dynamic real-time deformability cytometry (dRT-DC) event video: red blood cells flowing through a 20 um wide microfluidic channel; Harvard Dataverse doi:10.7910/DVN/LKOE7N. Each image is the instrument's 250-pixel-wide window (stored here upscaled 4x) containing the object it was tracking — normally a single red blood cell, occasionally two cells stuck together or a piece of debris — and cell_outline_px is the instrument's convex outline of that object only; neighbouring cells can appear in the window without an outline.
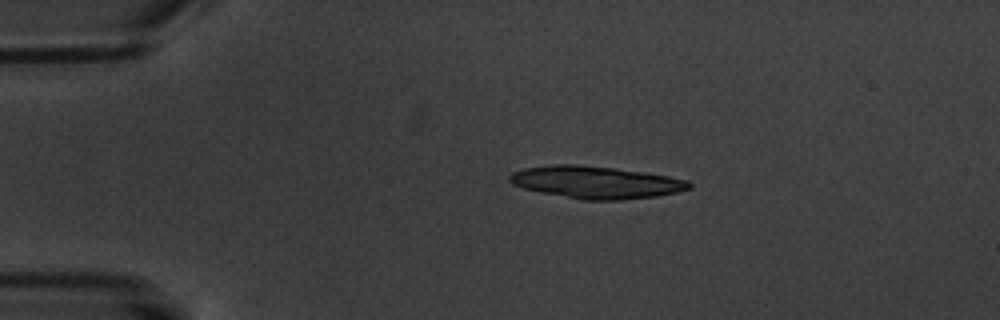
{"species": "common noctule bat (a hibernating species)", "species_latin": "Nyctalus noctula", "temperature_condition": "warm", "stored_images_in_passage": 5, "camera_frame_rate_fps": 3000, "um_per_image_px": 0.085, "animal": {"sex": "male", "body_mass_g": 20.1, "forearm_length_mm": 53.5}, "frame": {"image": 1, "passage_image": 2, "time_ms": 1.333, "image_size_px": [1000, 320], "cell_outline_px": [[692, 188], [676, 192], [656, 196], [620, 200], [584, 200], [540, 192], [524, 188], [512, 184], [508, 180], [508, 176], [512, 172], [524, 168], [552, 164], [576, 164], [616, 168], [644, 172], [668, 176], [688, 180], [692, 184]], "centroid_in_image_um": [50.64, 15.49], "position_along_channel_um": 34.4, "area_um2": 33.87}}